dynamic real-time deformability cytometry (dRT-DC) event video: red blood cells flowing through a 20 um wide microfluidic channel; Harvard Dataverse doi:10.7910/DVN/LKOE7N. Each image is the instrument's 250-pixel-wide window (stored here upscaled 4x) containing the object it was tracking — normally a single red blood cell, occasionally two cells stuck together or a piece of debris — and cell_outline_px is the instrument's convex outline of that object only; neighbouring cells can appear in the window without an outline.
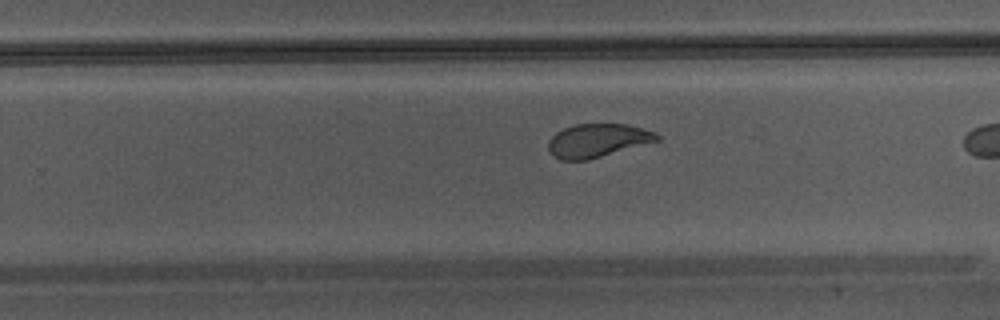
{"species": "Egyptian fruit bat (a non-hibernating species)", "species_latin": "Rousettus aegyptiacus", "temperature_condition": "warm", "stored_images_in_passage": 25, "camera_frame_rate_fps": 3000, "um_per_image_px": 0.085, "animal": {"sex": "male"}, "frame": {"image": 1, "passage_image": 18, "time_ms": 5.667, "image_size_px": [1000, 320], "cell_outline_px": [[660, 140], [600, 156], [584, 160], [560, 160], [552, 156], [548, 152], [548, 140], [556, 132], [564, 128], [576, 124], [628, 124], [656, 132], [660, 136]], "centroid_in_image_um": [50.76, 11.93], "position_along_channel_um": 279.0, "area_um2": 21.1}}